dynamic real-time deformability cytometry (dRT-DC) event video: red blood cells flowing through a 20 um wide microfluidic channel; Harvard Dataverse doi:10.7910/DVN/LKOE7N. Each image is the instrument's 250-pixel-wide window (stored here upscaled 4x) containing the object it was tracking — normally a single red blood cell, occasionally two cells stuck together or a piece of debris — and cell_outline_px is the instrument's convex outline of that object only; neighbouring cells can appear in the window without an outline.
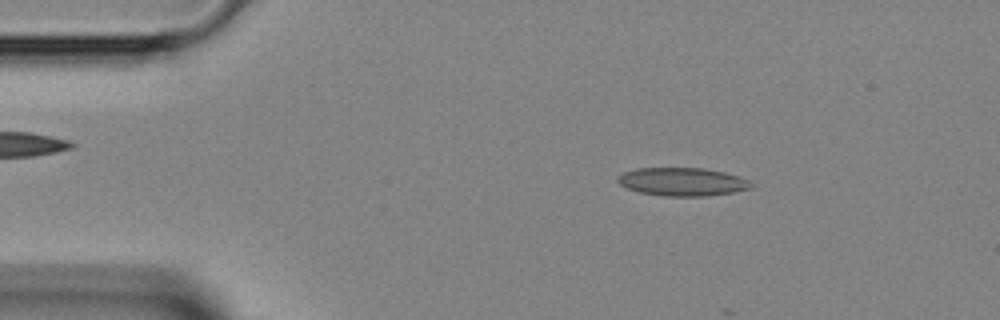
{"species": "Egyptian fruit bat (a non-hibernating species)", "species_latin": "Rousettus aegyptiacus", "temperature_condition": "room temperature", "stored_images_in_passage": 8, "camera_frame_rate_fps": 3000, "um_per_image_px": 0.085, "animal": {"sex": "female"}, "frame": {"image": 1, "passage_image": 2, "time_ms": 0.333, "image_size_px": [1000, 320], "cell_outline_px": [[752, 188], [732, 192], [708, 196], [664, 196], [640, 192], [628, 188], [620, 184], [616, 180], [616, 176], [624, 172], [636, 168], [704, 168], [724, 172], [748, 180], [752, 184]], "centroid_in_image_um": [57.97, 15.45], "position_along_channel_um": 27.0, "area_um2": 21.85}}